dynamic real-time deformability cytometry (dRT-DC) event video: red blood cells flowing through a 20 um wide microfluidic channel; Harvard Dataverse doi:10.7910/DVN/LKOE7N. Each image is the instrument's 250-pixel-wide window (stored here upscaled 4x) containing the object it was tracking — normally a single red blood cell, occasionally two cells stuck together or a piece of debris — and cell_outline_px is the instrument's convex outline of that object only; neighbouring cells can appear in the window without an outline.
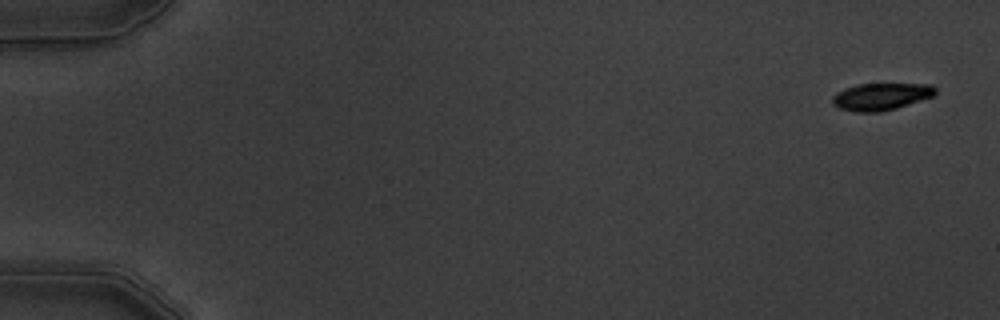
{"species": "common noctule bat (a hibernating species)", "species_latin": "Nyctalus noctula", "temperature_condition": "warm", "stored_images_in_passage": 6, "camera_frame_rate_fps": 3000, "um_per_image_px": 0.085, "animal": {"sex": "male", "body_mass_g": 19.5, "forearm_length_mm": 54.6}, "frame": {"image": 1, "passage_image": 1, "time_ms": 0.0, "image_size_px": [1000, 320], "cell_outline_px": [[936, 92], [932, 96], [896, 108], [880, 112], [856, 112], [840, 108], [832, 104], [832, 96], [836, 92], [844, 88], [856, 84], [932, 84], [936, 88]], "centroid_in_image_um": [74.85, 8.2], "position_along_channel_um": 10.2, "area_um2": 16.24}}
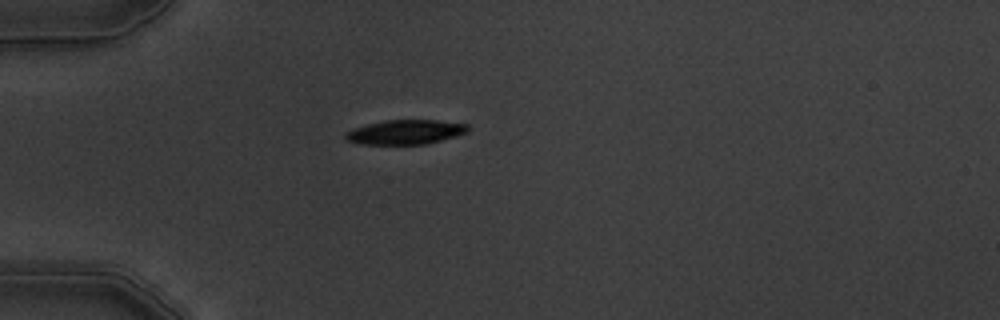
{"frame": {"image": 2, "passage_image": 5, "time_ms": 4.667, "image_size_px": [1000, 320], "cell_outline_px": [[468, 132], [440, 140], [424, 144], [360, 144], [348, 140], [344, 136], [344, 132], [352, 128], [384, 120], [436, 120], [468, 124]], "centroid_in_image_um": [34.42, 11.22], "position_along_channel_um": 50.6, "area_um2": 17.34}}